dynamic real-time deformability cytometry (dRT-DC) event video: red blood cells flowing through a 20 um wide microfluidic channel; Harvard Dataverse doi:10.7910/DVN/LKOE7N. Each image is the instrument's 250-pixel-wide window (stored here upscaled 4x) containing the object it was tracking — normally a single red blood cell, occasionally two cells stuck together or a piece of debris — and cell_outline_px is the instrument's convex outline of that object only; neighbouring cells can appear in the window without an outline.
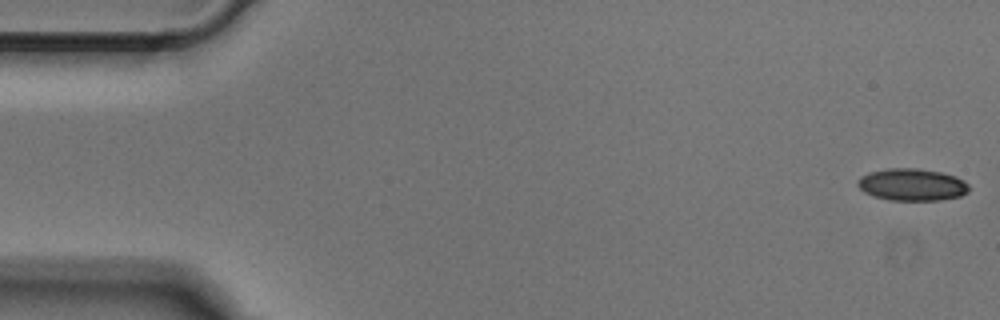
{"species": "Egyptian fruit bat (a non-hibernating species)", "species_latin": "Rousettus aegyptiacus", "temperature_condition": "cold", "stored_images_in_passage": 51, "camera_frame_rate_fps": 3000, "um_per_image_px": 0.085, "animal": {"sex": "male"}, "frame": {"image": 1, "passage_image": 1, "time_ms": 0.0, "image_size_px": [1000, 320], "cell_outline_px": [[968, 192], [960, 196], [940, 200], [888, 200], [872, 196], [864, 192], [856, 184], [856, 180], [860, 176], [868, 172], [888, 168], [916, 168], [940, 172], [956, 176], [964, 180], [968, 184]], "centroid_in_image_um": [77.48, 15.69], "position_along_channel_um": 7.5, "area_um2": 21.04}}
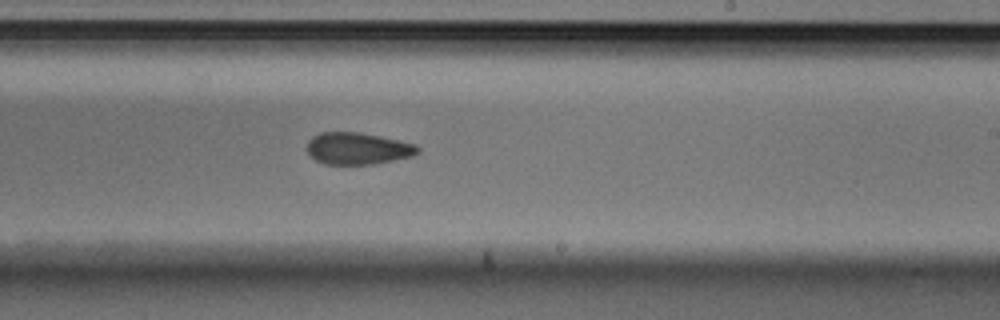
{"frame": {"image": 2, "passage_image": 30, "time_ms": 9.667, "image_size_px": [1000, 320], "cell_outline_px": [[420, 152], [412, 156], [372, 164], [324, 164], [316, 160], [308, 152], [308, 140], [312, 136], [320, 132], [360, 132], [380, 136], [416, 144], [420, 148]], "centroid_in_image_um": [30.41, 12.61], "position_along_channel_um": 258.6, "area_um2": 20.52}}
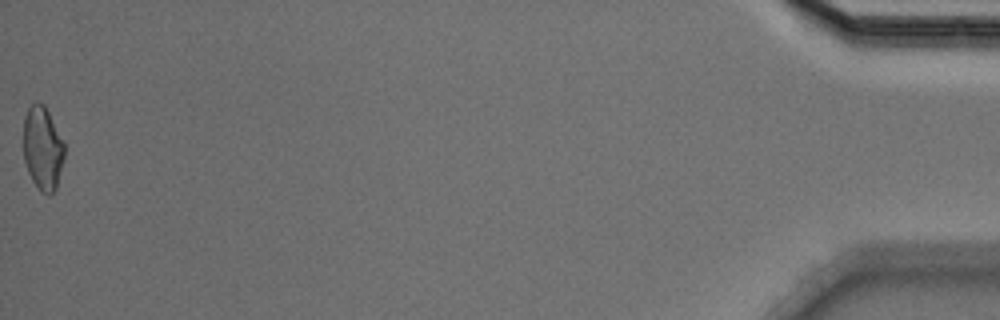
{"frame": {"image": 3, "passage_image": 51, "time_ms": 16.667, "image_size_px": [1000, 320], "cell_outline_px": [[64, 160], [56, 188], [48, 196], [40, 192], [32, 180], [28, 172], [24, 160], [24, 116], [28, 108], [36, 100], [44, 104], [64, 144]], "centroid_in_image_um": [3.62, 12.62], "position_along_channel_um": 431.6, "area_um2": 19.94}}